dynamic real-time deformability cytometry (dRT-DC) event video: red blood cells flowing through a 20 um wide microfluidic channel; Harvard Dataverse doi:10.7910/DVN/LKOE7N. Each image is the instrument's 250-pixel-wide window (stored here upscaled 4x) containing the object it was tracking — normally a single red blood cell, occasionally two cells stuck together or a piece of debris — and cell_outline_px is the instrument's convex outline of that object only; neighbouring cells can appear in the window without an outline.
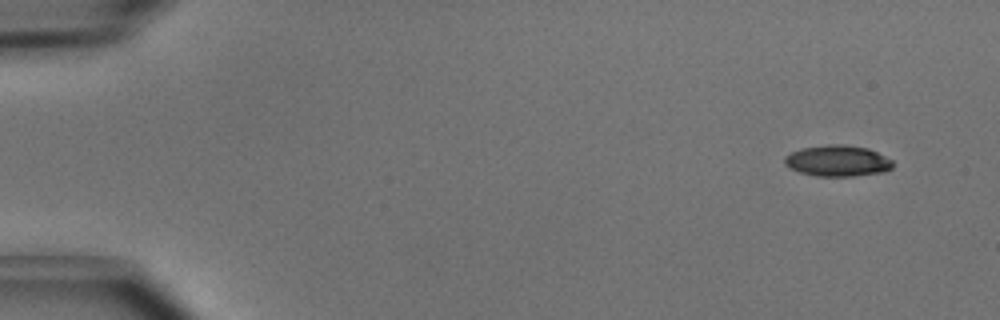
{"species": "common noctule bat (a hibernating species)", "species_latin": "Nyctalus noctula", "temperature_condition": "cold", "stored_images_in_passage": 4, "camera_frame_rate_fps": 3000, "um_per_image_px": 0.085, "animal": {"sex": "male", "body_mass_g": 15.6}, "frame": {"image": 1, "passage_image": 1, "time_ms": 0.0, "image_size_px": [1000, 320], "cell_outline_px": [[892, 168], [884, 172], [856, 176], [816, 176], [800, 172], [784, 164], [784, 156], [792, 152], [804, 148], [828, 144], [844, 144], [868, 148], [892, 160]], "centroid_in_image_um": [71.2, 13.67], "position_along_channel_um": 13.8, "area_um2": 19.54}}
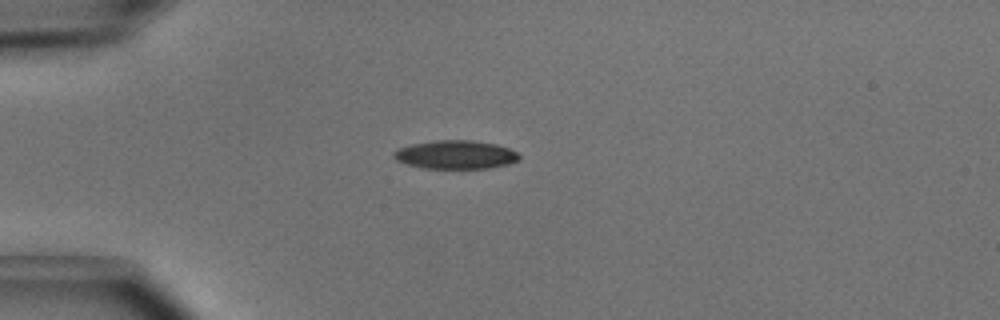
{"frame": {"image": 2, "passage_image": 3, "time_ms": 0.667, "image_size_px": [1000, 320], "cell_outline_px": [[520, 160], [508, 164], [488, 168], [420, 168], [396, 160], [392, 156], [392, 152], [396, 148], [412, 144], [436, 140], [472, 140], [496, 144], [508, 148], [516, 152], [520, 156]], "centroid_in_image_um": [38.7, 13.14], "position_along_channel_um": 46.3, "area_um2": 20.92}}